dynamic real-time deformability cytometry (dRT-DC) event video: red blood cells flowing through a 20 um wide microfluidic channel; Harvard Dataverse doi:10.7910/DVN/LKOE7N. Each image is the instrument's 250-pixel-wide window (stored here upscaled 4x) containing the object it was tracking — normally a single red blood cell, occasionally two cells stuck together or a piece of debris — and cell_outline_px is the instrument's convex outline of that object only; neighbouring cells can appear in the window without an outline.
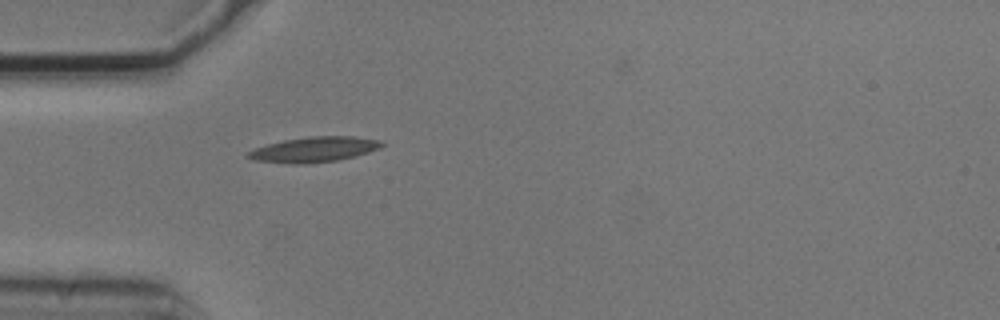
{"species": "common noctule bat (a hibernating species)", "species_latin": "Nyctalus noctula", "temperature_condition": "cold", "stored_images_in_passage": 1, "camera_frame_rate_fps": 3000, "um_per_image_px": 0.085, "animal": {"sex": "male", "body_mass_g": 20.5, "forearm_length_mm": 52.5}, "frame": {"image": 1, "passage_image": 1, "time_ms": 0.0, "image_size_px": [1000, 320], "cell_outline_px": [[384, 144], [380, 148], [356, 156], [336, 160], [256, 160], [244, 156], [248, 152], [256, 148], [268, 144], [284, 140], [308, 136], [352, 136], [380, 140]], "centroid_in_image_um": [26.82, 12.63], "position_along_channel_um": 58.2, "area_um2": 18.21}}